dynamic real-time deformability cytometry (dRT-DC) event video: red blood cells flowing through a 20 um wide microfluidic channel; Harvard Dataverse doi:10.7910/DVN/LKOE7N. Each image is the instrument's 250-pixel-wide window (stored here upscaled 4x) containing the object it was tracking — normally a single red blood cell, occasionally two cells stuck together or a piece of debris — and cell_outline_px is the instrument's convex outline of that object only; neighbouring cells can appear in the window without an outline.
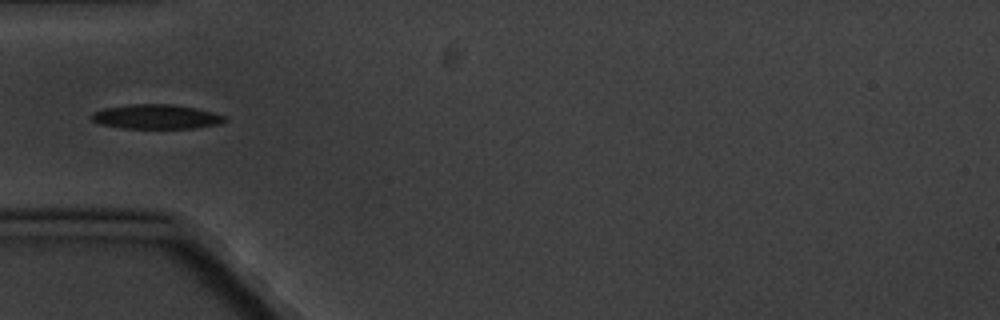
{"species": "common noctule bat (a hibernating species)", "species_latin": "Nyctalus noctula", "temperature_condition": "cold", "stored_images_in_passage": 7, "camera_frame_rate_fps": 3000, "um_per_image_px": 0.085, "animal": {"sex": "male", "body_mass_g": 20.1, "forearm_length_mm": 53.5}, "frame": {"image": 1, "passage_image": 5, "time_ms": 5.667, "image_size_px": [1000, 320], "cell_outline_px": [[224, 120], [220, 124], [192, 128], [124, 128], [100, 124], [92, 120], [88, 116], [92, 112], [104, 108], [128, 104], [172, 104], [196, 108], [212, 112], [224, 116]], "centroid_in_image_um": [13.21, 9.91], "position_along_channel_um": 71.8, "area_um2": 18.96}}